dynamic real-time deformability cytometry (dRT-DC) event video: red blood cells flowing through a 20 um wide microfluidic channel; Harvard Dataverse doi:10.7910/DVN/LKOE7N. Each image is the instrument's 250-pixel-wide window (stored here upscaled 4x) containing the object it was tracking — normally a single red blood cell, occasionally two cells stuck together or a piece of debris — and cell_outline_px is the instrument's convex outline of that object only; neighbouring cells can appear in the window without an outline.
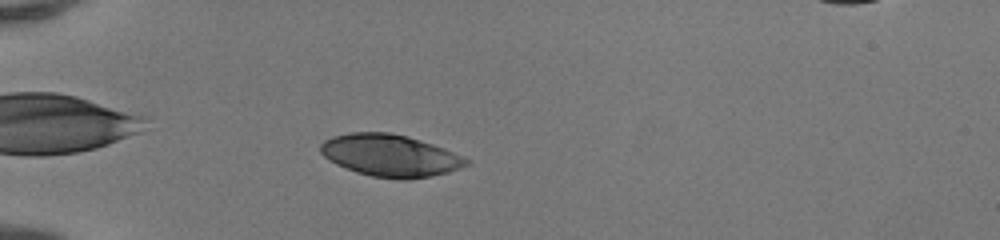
{"species": "human", "species_latin": "Homo sapiens", "temperature_condition": "room temperature", "stored_images_in_passage": 40, "camera_frame_rate_fps": 3000, "um_per_image_px": 0.085, "donor": {"sex": "female"}, "frame": {"image": 1, "passage_image": 13, "time_ms": 4.0, "image_size_px": [1000, 240], "cell_outline_px": [[472, 164], [448, 172], [432, 176], [408, 180], [400, 180], [372, 176], [356, 172], [336, 164], [328, 160], [320, 152], [320, 144], [324, 140], [332, 136], [348, 132], [392, 132], [408, 136], [444, 148], [472, 160]], "centroid_in_image_um": [33.18, 13.22], "position_along_channel_um": 51.8, "area_um2": 36.18}}
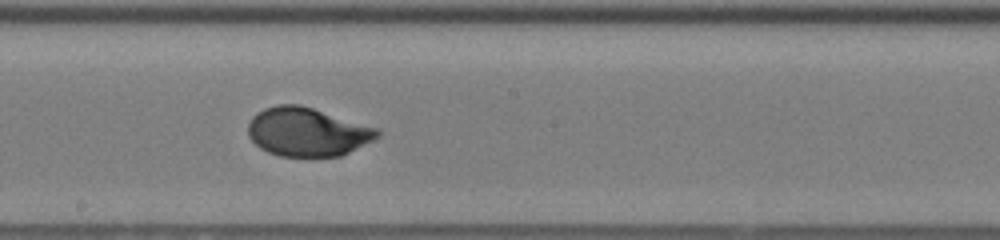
{"frame": {"image": 2, "passage_image": 27, "time_ms": 8.667, "image_size_px": [1000, 240], "cell_outline_px": [[380, 136], [340, 156], [280, 156], [268, 152], [260, 148], [248, 136], [248, 124], [252, 116], [256, 112], [264, 108], [276, 104], [300, 104], [380, 128]], "centroid_in_image_um": [26.11, 11.19], "position_along_channel_um": 222.1, "area_um2": 36.76}}
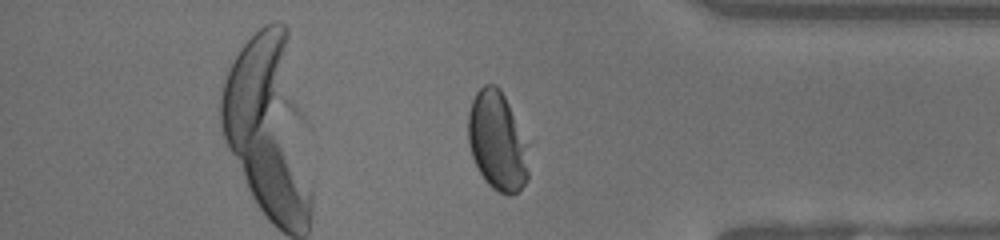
{"frame": {"image": 3, "passage_image": 40, "time_ms": 13.0, "image_size_px": [1000, 240], "cell_outline_px": [[528, 180], [516, 192], [508, 196], [492, 188], [484, 180], [472, 156], [468, 144], [468, 112], [472, 100], [476, 92], [484, 84], [496, 84], [500, 88], [508, 104], [520, 140], [528, 172]], "centroid_in_image_um": [42.16, 12.0], "position_along_channel_um": 393.0, "area_um2": 33.23}, "authors_computed_cell_mechanics": {"area_um2": 36.3273, "velocity_mm_per_s": 4.1837, "shape_relaxation_time_tau1_ms": 3.5914, "shape_relaxation_time_tau2_ms": null, "deformation_change_tau1": 0.1892, "deformation_change_tau2": null}}